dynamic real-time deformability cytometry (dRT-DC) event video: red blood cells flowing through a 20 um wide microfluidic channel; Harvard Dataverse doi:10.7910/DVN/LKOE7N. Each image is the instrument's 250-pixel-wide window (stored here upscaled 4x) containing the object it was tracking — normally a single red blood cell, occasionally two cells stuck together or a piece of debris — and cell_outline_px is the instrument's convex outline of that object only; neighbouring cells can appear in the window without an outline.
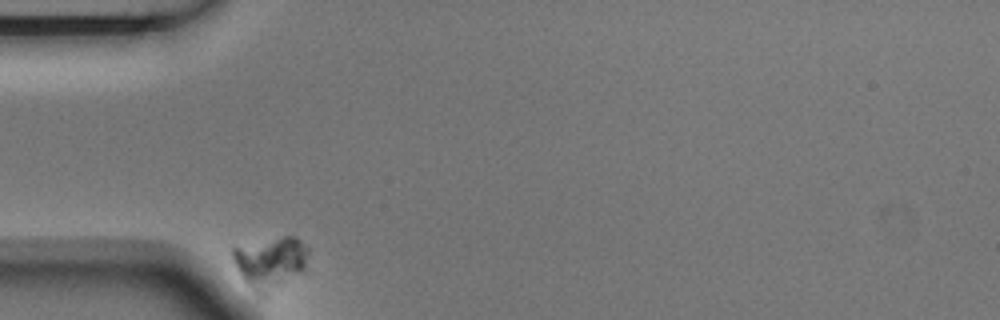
{"species": "Egyptian fruit bat (a non-hibernating species)", "species_latin": "Rousettus aegyptiacus", "temperature_condition": "room temperature", "stored_images_in_passage": 6, "camera_frame_rate_fps": 3000, "um_per_image_px": 0.085, "animal": {"sex": "male"}, "frame": {"image": 1, "passage_image": 1, "time_ms": 0.0, "image_size_px": [1000, 320], "cell_outline_px": [[308, 272], [264, 296], [256, 292], [244, 280], [232, 256], [232, 244], [284, 236], [296, 236], [308, 248]], "centroid_in_image_um": [23.04, 22.29], "position_along_channel_um": 62.0, "area_um2": 23.7}}
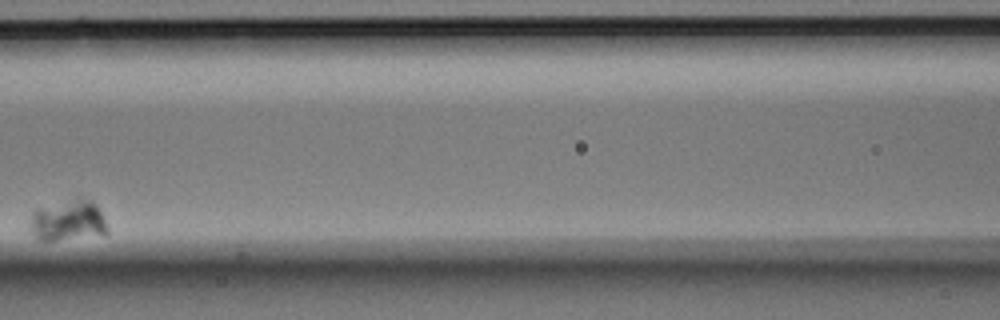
{"frame": {"image": 2, "passage_image": 4, "time_ms": 1.0, "image_size_px": [1000, 320], "cell_outline_px": [[108, 232], [104, 236], [56, 240], [40, 240], [28, 228], [32, 212], [36, 208], [76, 196], [92, 200], [96, 204], [108, 228]], "centroid_in_image_um": [5.78, 18.72], "position_along_channel_um": 160.8, "area_um2": 19.07}}
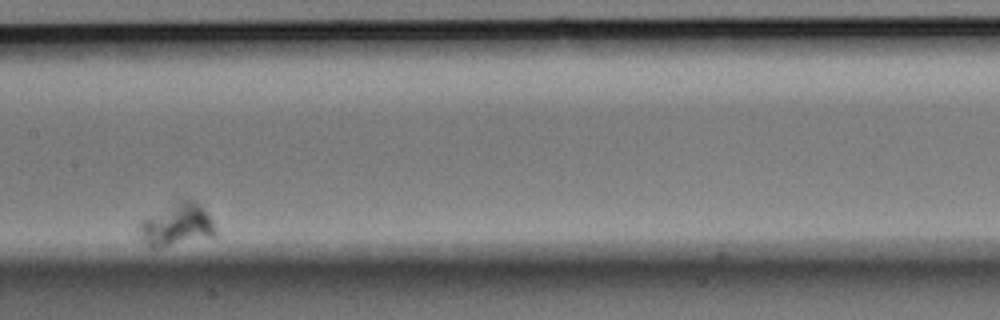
{"frame": {"image": 3, "passage_image": 5, "time_ms": 1.333, "image_size_px": [1000, 320], "cell_outline_px": [[216, 236], [160, 248], [152, 248], [140, 236], [140, 224], [144, 220], [180, 200], [192, 200], [200, 204], [204, 208], [212, 220], [216, 232]], "centroid_in_image_um": [15.1, 19.14], "position_along_channel_um": 192.3, "area_um2": 18.32}}